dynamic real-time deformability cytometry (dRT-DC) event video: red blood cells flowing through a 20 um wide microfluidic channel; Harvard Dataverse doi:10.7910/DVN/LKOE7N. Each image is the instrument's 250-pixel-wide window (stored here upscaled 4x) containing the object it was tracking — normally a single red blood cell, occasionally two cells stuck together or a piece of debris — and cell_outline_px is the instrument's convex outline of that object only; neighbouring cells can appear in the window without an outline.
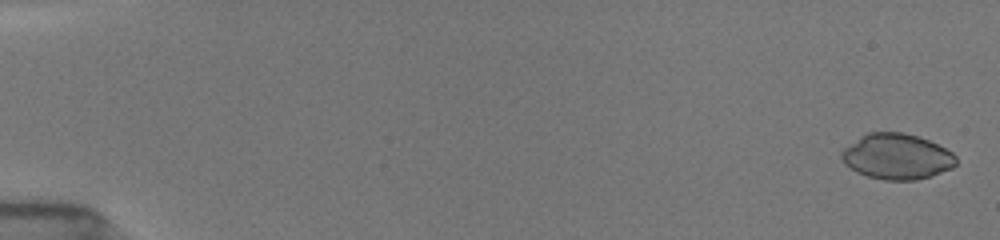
{"species": "common noctule bat (a hibernating species)", "species_latin": "Nyctalus noctula", "temperature_condition": "room temperature", "stored_images_in_passage": 29, "camera_frame_rate_fps": 3000, "um_per_image_px": 0.085, "animal": {"sex": "female", "body_mass_g": 19.5, "forearm_length_mm": 54.1}, "frame": {"image": 1, "passage_image": 1, "time_ms": 0.0, "image_size_px": [1000, 240], "cell_outline_px": [[956, 164], [952, 168], [932, 176], [916, 180], [884, 180], [868, 176], [856, 172], [844, 164], [840, 156], [840, 152], [844, 148], [860, 136], [868, 132], [904, 132], [928, 140], [952, 152], [956, 156]], "centroid_in_image_um": [76.21, 13.31], "position_along_channel_um": 8.8, "area_um2": 30.52}}
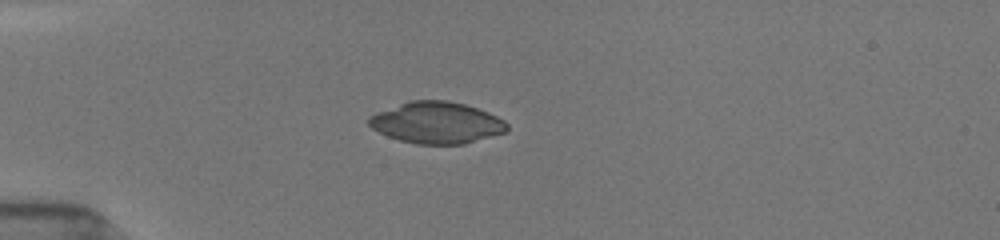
{"frame": {"image": 2, "passage_image": 15, "time_ms": 4.667, "image_size_px": [1000, 240], "cell_outline_px": [[508, 132], [464, 144], [416, 144], [400, 140], [388, 136], [372, 128], [368, 124], [368, 116], [376, 112], [408, 100], [448, 100], [464, 104], [488, 112], [504, 120], [508, 124]], "centroid_in_image_um": [37.12, 10.42], "position_along_channel_um": 47.9, "area_um2": 33.64}}